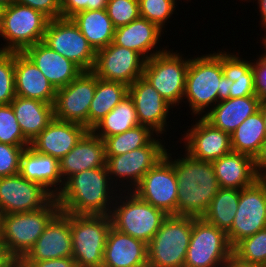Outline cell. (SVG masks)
<instances>
[{
    "label": "cell",
    "instance_id": "1",
    "mask_svg": "<svg viewBox=\"0 0 266 267\" xmlns=\"http://www.w3.org/2000/svg\"><path fill=\"white\" fill-rule=\"evenodd\" d=\"M216 51L190 57L182 102L192 118L204 117L218 102L230 98L234 81L223 74L222 48Z\"/></svg>",
    "mask_w": 266,
    "mask_h": 267
},
{
    "label": "cell",
    "instance_id": "2",
    "mask_svg": "<svg viewBox=\"0 0 266 267\" xmlns=\"http://www.w3.org/2000/svg\"><path fill=\"white\" fill-rule=\"evenodd\" d=\"M118 193L105 166L71 176L56 199L64 213L110 216Z\"/></svg>",
    "mask_w": 266,
    "mask_h": 267
},
{
    "label": "cell",
    "instance_id": "3",
    "mask_svg": "<svg viewBox=\"0 0 266 267\" xmlns=\"http://www.w3.org/2000/svg\"><path fill=\"white\" fill-rule=\"evenodd\" d=\"M175 151L173 168L178 184L177 216L201 218L220 189L213 165L190 156L182 150V146L180 153Z\"/></svg>",
    "mask_w": 266,
    "mask_h": 267
},
{
    "label": "cell",
    "instance_id": "4",
    "mask_svg": "<svg viewBox=\"0 0 266 267\" xmlns=\"http://www.w3.org/2000/svg\"><path fill=\"white\" fill-rule=\"evenodd\" d=\"M168 215L132 191H119L112 206V226L147 245Z\"/></svg>",
    "mask_w": 266,
    "mask_h": 267
},
{
    "label": "cell",
    "instance_id": "5",
    "mask_svg": "<svg viewBox=\"0 0 266 267\" xmlns=\"http://www.w3.org/2000/svg\"><path fill=\"white\" fill-rule=\"evenodd\" d=\"M60 211L57 199L53 198L40 210L5 214L1 243L16 261H20Z\"/></svg>",
    "mask_w": 266,
    "mask_h": 267
},
{
    "label": "cell",
    "instance_id": "6",
    "mask_svg": "<svg viewBox=\"0 0 266 267\" xmlns=\"http://www.w3.org/2000/svg\"><path fill=\"white\" fill-rule=\"evenodd\" d=\"M192 216L168 215L147 245V267H184Z\"/></svg>",
    "mask_w": 266,
    "mask_h": 267
},
{
    "label": "cell",
    "instance_id": "7",
    "mask_svg": "<svg viewBox=\"0 0 266 267\" xmlns=\"http://www.w3.org/2000/svg\"><path fill=\"white\" fill-rule=\"evenodd\" d=\"M167 49L146 60L143 77L173 108L181 109L185 92L186 75L191 55ZM185 56V57H183ZM189 57V58H188ZM179 106V108H178Z\"/></svg>",
    "mask_w": 266,
    "mask_h": 267
},
{
    "label": "cell",
    "instance_id": "8",
    "mask_svg": "<svg viewBox=\"0 0 266 267\" xmlns=\"http://www.w3.org/2000/svg\"><path fill=\"white\" fill-rule=\"evenodd\" d=\"M50 19L41 12L22 4L4 8L0 25V51L23 52L43 40ZM5 44V45H4Z\"/></svg>",
    "mask_w": 266,
    "mask_h": 267
},
{
    "label": "cell",
    "instance_id": "9",
    "mask_svg": "<svg viewBox=\"0 0 266 267\" xmlns=\"http://www.w3.org/2000/svg\"><path fill=\"white\" fill-rule=\"evenodd\" d=\"M110 216L70 214L72 257L78 267H102Z\"/></svg>",
    "mask_w": 266,
    "mask_h": 267
},
{
    "label": "cell",
    "instance_id": "10",
    "mask_svg": "<svg viewBox=\"0 0 266 267\" xmlns=\"http://www.w3.org/2000/svg\"><path fill=\"white\" fill-rule=\"evenodd\" d=\"M167 145L168 141L157 135L144 147L117 156H106V167L113 185L119 191H132L146 172L164 157Z\"/></svg>",
    "mask_w": 266,
    "mask_h": 267
},
{
    "label": "cell",
    "instance_id": "11",
    "mask_svg": "<svg viewBox=\"0 0 266 267\" xmlns=\"http://www.w3.org/2000/svg\"><path fill=\"white\" fill-rule=\"evenodd\" d=\"M171 145L169 143L164 157L146 172L132 192L167 215L177 216L178 184L171 152L177 144Z\"/></svg>",
    "mask_w": 266,
    "mask_h": 267
},
{
    "label": "cell",
    "instance_id": "12",
    "mask_svg": "<svg viewBox=\"0 0 266 267\" xmlns=\"http://www.w3.org/2000/svg\"><path fill=\"white\" fill-rule=\"evenodd\" d=\"M232 257L226 232L193 217L192 233L184 267H224Z\"/></svg>",
    "mask_w": 266,
    "mask_h": 267
},
{
    "label": "cell",
    "instance_id": "13",
    "mask_svg": "<svg viewBox=\"0 0 266 267\" xmlns=\"http://www.w3.org/2000/svg\"><path fill=\"white\" fill-rule=\"evenodd\" d=\"M42 42L73 61L83 71H92L96 51L71 18L50 20Z\"/></svg>",
    "mask_w": 266,
    "mask_h": 267
},
{
    "label": "cell",
    "instance_id": "14",
    "mask_svg": "<svg viewBox=\"0 0 266 267\" xmlns=\"http://www.w3.org/2000/svg\"><path fill=\"white\" fill-rule=\"evenodd\" d=\"M97 80L92 71H83L68 85L57 89L53 104L54 117L83 125L89 130V109Z\"/></svg>",
    "mask_w": 266,
    "mask_h": 267
},
{
    "label": "cell",
    "instance_id": "15",
    "mask_svg": "<svg viewBox=\"0 0 266 267\" xmlns=\"http://www.w3.org/2000/svg\"><path fill=\"white\" fill-rule=\"evenodd\" d=\"M266 228V182L258 179L239 190V203L231 228L226 232L233 248L239 241Z\"/></svg>",
    "mask_w": 266,
    "mask_h": 267
},
{
    "label": "cell",
    "instance_id": "16",
    "mask_svg": "<svg viewBox=\"0 0 266 267\" xmlns=\"http://www.w3.org/2000/svg\"><path fill=\"white\" fill-rule=\"evenodd\" d=\"M191 123V126L187 125V130L182 132L184 134L176 138L180 139V142H175L179 146L183 141L182 149L190 156L212 162L232 152L229 133L213 127L203 117H194Z\"/></svg>",
    "mask_w": 266,
    "mask_h": 267
},
{
    "label": "cell",
    "instance_id": "17",
    "mask_svg": "<svg viewBox=\"0 0 266 267\" xmlns=\"http://www.w3.org/2000/svg\"><path fill=\"white\" fill-rule=\"evenodd\" d=\"M128 95L134 103L139 125L150 127L167 140V131L174 129L169 128L172 124L169 122H172L170 114H173V107L143 76L129 86Z\"/></svg>",
    "mask_w": 266,
    "mask_h": 267
},
{
    "label": "cell",
    "instance_id": "18",
    "mask_svg": "<svg viewBox=\"0 0 266 267\" xmlns=\"http://www.w3.org/2000/svg\"><path fill=\"white\" fill-rule=\"evenodd\" d=\"M145 62L138 52L111 43L96 52L92 72L103 80L130 86L143 76Z\"/></svg>",
    "mask_w": 266,
    "mask_h": 267
},
{
    "label": "cell",
    "instance_id": "19",
    "mask_svg": "<svg viewBox=\"0 0 266 267\" xmlns=\"http://www.w3.org/2000/svg\"><path fill=\"white\" fill-rule=\"evenodd\" d=\"M54 197L40 184L19 173L0 177V206L5 214L40 210Z\"/></svg>",
    "mask_w": 266,
    "mask_h": 267
},
{
    "label": "cell",
    "instance_id": "20",
    "mask_svg": "<svg viewBox=\"0 0 266 267\" xmlns=\"http://www.w3.org/2000/svg\"><path fill=\"white\" fill-rule=\"evenodd\" d=\"M72 254L70 214L60 211L20 261L66 258Z\"/></svg>",
    "mask_w": 266,
    "mask_h": 267
},
{
    "label": "cell",
    "instance_id": "21",
    "mask_svg": "<svg viewBox=\"0 0 266 267\" xmlns=\"http://www.w3.org/2000/svg\"><path fill=\"white\" fill-rule=\"evenodd\" d=\"M164 32L155 23L139 17L127 25L115 28L112 43L134 50L147 60L168 49V45H159L163 42L162 37L170 35Z\"/></svg>",
    "mask_w": 266,
    "mask_h": 267
},
{
    "label": "cell",
    "instance_id": "22",
    "mask_svg": "<svg viewBox=\"0 0 266 267\" xmlns=\"http://www.w3.org/2000/svg\"><path fill=\"white\" fill-rule=\"evenodd\" d=\"M88 131L83 125L54 117L30 146L38 153L61 160Z\"/></svg>",
    "mask_w": 266,
    "mask_h": 267
},
{
    "label": "cell",
    "instance_id": "23",
    "mask_svg": "<svg viewBox=\"0 0 266 267\" xmlns=\"http://www.w3.org/2000/svg\"><path fill=\"white\" fill-rule=\"evenodd\" d=\"M23 53L56 90L65 87L83 72L73 61L55 52L42 41L26 48Z\"/></svg>",
    "mask_w": 266,
    "mask_h": 267
},
{
    "label": "cell",
    "instance_id": "24",
    "mask_svg": "<svg viewBox=\"0 0 266 267\" xmlns=\"http://www.w3.org/2000/svg\"><path fill=\"white\" fill-rule=\"evenodd\" d=\"M106 160L103 139L89 130L74 148L59 160L61 179L65 183L71 176L79 172L105 167Z\"/></svg>",
    "mask_w": 266,
    "mask_h": 267
},
{
    "label": "cell",
    "instance_id": "25",
    "mask_svg": "<svg viewBox=\"0 0 266 267\" xmlns=\"http://www.w3.org/2000/svg\"><path fill=\"white\" fill-rule=\"evenodd\" d=\"M19 174L27 180L40 184L54 198L64 187L59 160L38 153L31 146L26 147L21 154Z\"/></svg>",
    "mask_w": 266,
    "mask_h": 267
},
{
    "label": "cell",
    "instance_id": "26",
    "mask_svg": "<svg viewBox=\"0 0 266 267\" xmlns=\"http://www.w3.org/2000/svg\"><path fill=\"white\" fill-rule=\"evenodd\" d=\"M147 257L146 243L111 226L102 267H147Z\"/></svg>",
    "mask_w": 266,
    "mask_h": 267
},
{
    "label": "cell",
    "instance_id": "27",
    "mask_svg": "<svg viewBox=\"0 0 266 267\" xmlns=\"http://www.w3.org/2000/svg\"><path fill=\"white\" fill-rule=\"evenodd\" d=\"M16 96L54 104L56 89L23 52H15Z\"/></svg>",
    "mask_w": 266,
    "mask_h": 267
},
{
    "label": "cell",
    "instance_id": "28",
    "mask_svg": "<svg viewBox=\"0 0 266 267\" xmlns=\"http://www.w3.org/2000/svg\"><path fill=\"white\" fill-rule=\"evenodd\" d=\"M211 163L220 188L241 190L259 179L254 167V158L249 155L232 151Z\"/></svg>",
    "mask_w": 266,
    "mask_h": 267
},
{
    "label": "cell",
    "instance_id": "29",
    "mask_svg": "<svg viewBox=\"0 0 266 267\" xmlns=\"http://www.w3.org/2000/svg\"><path fill=\"white\" fill-rule=\"evenodd\" d=\"M258 96L229 98L218 102L203 118L213 127L230 135L249 116L259 110Z\"/></svg>",
    "mask_w": 266,
    "mask_h": 267
},
{
    "label": "cell",
    "instance_id": "30",
    "mask_svg": "<svg viewBox=\"0 0 266 267\" xmlns=\"http://www.w3.org/2000/svg\"><path fill=\"white\" fill-rule=\"evenodd\" d=\"M24 137L32 143L54 118L53 104L15 96L10 103Z\"/></svg>",
    "mask_w": 266,
    "mask_h": 267
},
{
    "label": "cell",
    "instance_id": "31",
    "mask_svg": "<svg viewBox=\"0 0 266 267\" xmlns=\"http://www.w3.org/2000/svg\"><path fill=\"white\" fill-rule=\"evenodd\" d=\"M226 50H224V49ZM230 52H229V51ZM222 47V69L224 76L234 81L230 87V98L245 96H257L255 93V78L253 71V59L242 58L239 51Z\"/></svg>",
    "mask_w": 266,
    "mask_h": 267
},
{
    "label": "cell",
    "instance_id": "32",
    "mask_svg": "<svg viewBox=\"0 0 266 267\" xmlns=\"http://www.w3.org/2000/svg\"><path fill=\"white\" fill-rule=\"evenodd\" d=\"M71 19L96 52L113 42L115 27L106 9L84 10Z\"/></svg>",
    "mask_w": 266,
    "mask_h": 267
},
{
    "label": "cell",
    "instance_id": "33",
    "mask_svg": "<svg viewBox=\"0 0 266 267\" xmlns=\"http://www.w3.org/2000/svg\"><path fill=\"white\" fill-rule=\"evenodd\" d=\"M128 90L129 86L122 82L98 78L89 109V130L128 96Z\"/></svg>",
    "mask_w": 266,
    "mask_h": 267
},
{
    "label": "cell",
    "instance_id": "34",
    "mask_svg": "<svg viewBox=\"0 0 266 267\" xmlns=\"http://www.w3.org/2000/svg\"><path fill=\"white\" fill-rule=\"evenodd\" d=\"M230 137L233 152L255 158L266 139V129L260 109L243 121Z\"/></svg>",
    "mask_w": 266,
    "mask_h": 267
},
{
    "label": "cell",
    "instance_id": "35",
    "mask_svg": "<svg viewBox=\"0 0 266 267\" xmlns=\"http://www.w3.org/2000/svg\"><path fill=\"white\" fill-rule=\"evenodd\" d=\"M139 125L136 109L130 96L123 99L91 131L101 139L121 134Z\"/></svg>",
    "mask_w": 266,
    "mask_h": 267
},
{
    "label": "cell",
    "instance_id": "36",
    "mask_svg": "<svg viewBox=\"0 0 266 267\" xmlns=\"http://www.w3.org/2000/svg\"><path fill=\"white\" fill-rule=\"evenodd\" d=\"M238 203V189L220 188L202 218L211 225L227 232L233 224Z\"/></svg>",
    "mask_w": 266,
    "mask_h": 267
},
{
    "label": "cell",
    "instance_id": "37",
    "mask_svg": "<svg viewBox=\"0 0 266 267\" xmlns=\"http://www.w3.org/2000/svg\"><path fill=\"white\" fill-rule=\"evenodd\" d=\"M158 134L150 127L138 125L121 134L106 137V156H117L148 145Z\"/></svg>",
    "mask_w": 266,
    "mask_h": 267
},
{
    "label": "cell",
    "instance_id": "38",
    "mask_svg": "<svg viewBox=\"0 0 266 267\" xmlns=\"http://www.w3.org/2000/svg\"><path fill=\"white\" fill-rule=\"evenodd\" d=\"M232 256L245 264L266 267V228L239 241L232 248Z\"/></svg>",
    "mask_w": 266,
    "mask_h": 267
},
{
    "label": "cell",
    "instance_id": "39",
    "mask_svg": "<svg viewBox=\"0 0 266 267\" xmlns=\"http://www.w3.org/2000/svg\"><path fill=\"white\" fill-rule=\"evenodd\" d=\"M140 17L158 25L167 33L165 29L174 14L178 15L179 7L172 0H138ZM176 12V13H175ZM172 17V18H171ZM170 21V22H169Z\"/></svg>",
    "mask_w": 266,
    "mask_h": 267
},
{
    "label": "cell",
    "instance_id": "40",
    "mask_svg": "<svg viewBox=\"0 0 266 267\" xmlns=\"http://www.w3.org/2000/svg\"><path fill=\"white\" fill-rule=\"evenodd\" d=\"M0 143L15 146H30L24 137L11 104L0 105Z\"/></svg>",
    "mask_w": 266,
    "mask_h": 267
},
{
    "label": "cell",
    "instance_id": "41",
    "mask_svg": "<svg viewBox=\"0 0 266 267\" xmlns=\"http://www.w3.org/2000/svg\"><path fill=\"white\" fill-rule=\"evenodd\" d=\"M15 52L0 51V105L10 104L15 96Z\"/></svg>",
    "mask_w": 266,
    "mask_h": 267
},
{
    "label": "cell",
    "instance_id": "42",
    "mask_svg": "<svg viewBox=\"0 0 266 267\" xmlns=\"http://www.w3.org/2000/svg\"><path fill=\"white\" fill-rule=\"evenodd\" d=\"M106 11L115 28L140 17L138 0H108Z\"/></svg>",
    "mask_w": 266,
    "mask_h": 267
},
{
    "label": "cell",
    "instance_id": "43",
    "mask_svg": "<svg viewBox=\"0 0 266 267\" xmlns=\"http://www.w3.org/2000/svg\"><path fill=\"white\" fill-rule=\"evenodd\" d=\"M28 146L0 143V177L16 175L20 171V157Z\"/></svg>",
    "mask_w": 266,
    "mask_h": 267
},
{
    "label": "cell",
    "instance_id": "44",
    "mask_svg": "<svg viewBox=\"0 0 266 267\" xmlns=\"http://www.w3.org/2000/svg\"><path fill=\"white\" fill-rule=\"evenodd\" d=\"M261 54H256L253 59V71L255 78V93L262 100L266 99V50L262 48Z\"/></svg>",
    "mask_w": 266,
    "mask_h": 267
},
{
    "label": "cell",
    "instance_id": "45",
    "mask_svg": "<svg viewBox=\"0 0 266 267\" xmlns=\"http://www.w3.org/2000/svg\"><path fill=\"white\" fill-rule=\"evenodd\" d=\"M14 2L35 9L50 20L61 17V0H14Z\"/></svg>",
    "mask_w": 266,
    "mask_h": 267
},
{
    "label": "cell",
    "instance_id": "46",
    "mask_svg": "<svg viewBox=\"0 0 266 267\" xmlns=\"http://www.w3.org/2000/svg\"><path fill=\"white\" fill-rule=\"evenodd\" d=\"M26 267H78L72 256L42 261H20Z\"/></svg>",
    "mask_w": 266,
    "mask_h": 267
},
{
    "label": "cell",
    "instance_id": "47",
    "mask_svg": "<svg viewBox=\"0 0 266 267\" xmlns=\"http://www.w3.org/2000/svg\"><path fill=\"white\" fill-rule=\"evenodd\" d=\"M88 0H61V17L71 18L78 12L87 10Z\"/></svg>",
    "mask_w": 266,
    "mask_h": 267
},
{
    "label": "cell",
    "instance_id": "48",
    "mask_svg": "<svg viewBox=\"0 0 266 267\" xmlns=\"http://www.w3.org/2000/svg\"><path fill=\"white\" fill-rule=\"evenodd\" d=\"M254 167L259 179L266 177V139L263 141L259 153L254 158Z\"/></svg>",
    "mask_w": 266,
    "mask_h": 267
},
{
    "label": "cell",
    "instance_id": "49",
    "mask_svg": "<svg viewBox=\"0 0 266 267\" xmlns=\"http://www.w3.org/2000/svg\"><path fill=\"white\" fill-rule=\"evenodd\" d=\"M254 1L255 3L257 4V9L258 11L256 13H258L257 15H259L260 17V21H259V25L262 27V29H260V32L263 30L264 31V34L262 35H259V36H262L259 37L260 40L258 39V41H261L260 43L264 42L266 40V0H249L248 3L252 2L254 4ZM264 36V37H263ZM262 39V40H261Z\"/></svg>",
    "mask_w": 266,
    "mask_h": 267
},
{
    "label": "cell",
    "instance_id": "50",
    "mask_svg": "<svg viewBox=\"0 0 266 267\" xmlns=\"http://www.w3.org/2000/svg\"><path fill=\"white\" fill-rule=\"evenodd\" d=\"M16 260L9 254L5 246L0 242V267H11Z\"/></svg>",
    "mask_w": 266,
    "mask_h": 267
},
{
    "label": "cell",
    "instance_id": "51",
    "mask_svg": "<svg viewBox=\"0 0 266 267\" xmlns=\"http://www.w3.org/2000/svg\"><path fill=\"white\" fill-rule=\"evenodd\" d=\"M108 0H88L87 10L106 9Z\"/></svg>",
    "mask_w": 266,
    "mask_h": 267
},
{
    "label": "cell",
    "instance_id": "52",
    "mask_svg": "<svg viewBox=\"0 0 266 267\" xmlns=\"http://www.w3.org/2000/svg\"><path fill=\"white\" fill-rule=\"evenodd\" d=\"M224 267H264L260 265H253V264H245L240 261H238L233 256L228 260V262L225 264Z\"/></svg>",
    "mask_w": 266,
    "mask_h": 267
},
{
    "label": "cell",
    "instance_id": "53",
    "mask_svg": "<svg viewBox=\"0 0 266 267\" xmlns=\"http://www.w3.org/2000/svg\"><path fill=\"white\" fill-rule=\"evenodd\" d=\"M261 114L263 116V121L266 129V99H262L260 101V107H259Z\"/></svg>",
    "mask_w": 266,
    "mask_h": 267
},
{
    "label": "cell",
    "instance_id": "54",
    "mask_svg": "<svg viewBox=\"0 0 266 267\" xmlns=\"http://www.w3.org/2000/svg\"><path fill=\"white\" fill-rule=\"evenodd\" d=\"M4 217H5V212L2 209V207L0 206V232H1L2 228H3Z\"/></svg>",
    "mask_w": 266,
    "mask_h": 267
},
{
    "label": "cell",
    "instance_id": "55",
    "mask_svg": "<svg viewBox=\"0 0 266 267\" xmlns=\"http://www.w3.org/2000/svg\"><path fill=\"white\" fill-rule=\"evenodd\" d=\"M0 3L6 7V6L14 3V0H0Z\"/></svg>",
    "mask_w": 266,
    "mask_h": 267
},
{
    "label": "cell",
    "instance_id": "56",
    "mask_svg": "<svg viewBox=\"0 0 266 267\" xmlns=\"http://www.w3.org/2000/svg\"><path fill=\"white\" fill-rule=\"evenodd\" d=\"M4 8H5V6L0 3V25H1V22H2Z\"/></svg>",
    "mask_w": 266,
    "mask_h": 267
},
{
    "label": "cell",
    "instance_id": "57",
    "mask_svg": "<svg viewBox=\"0 0 266 267\" xmlns=\"http://www.w3.org/2000/svg\"><path fill=\"white\" fill-rule=\"evenodd\" d=\"M11 267H26L20 261H16Z\"/></svg>",
    "mask_w": 266,
    "mask_h": 267
},
{
    "label": "cell",
    "instance_id": "58",
    "mask_svg": "<svg viewBox=\"0 0 266 267\" xmlns=\"http://www.w3.org/2000/svg\"><path fill=\"white\" fill-rule=\"evenodd\" d=\"M174 3H176L177 5H179L181 2H182V0H172ZM178 1V2H177ZM181 1V2H180ZM183 2H190L191 3V0H184ZM179 3V4H178Z\"/></svg>",
    "mask_w": 266,
    "mask_h": 267
},
{
    "label": "cell",
    "instance_id": "59",
    "mask_svg": "<svg viewBox=\"0 0 266 267\" xmlns=\"http://www.w3.org/2000/svg\"><path fill=\"white\" fill-rule=\"evenodd\" d=\"M260 44L263 46L262 48H264L266 50V40Z\"/></svg>",
    "mask_w": 266,
    "mask_h": 267
},
{
    "label": "cell",
    "instance_id": "60",
    "mask_svg": "<svg viewBox=\"0 0 266 267\" xmlns=\"http://www.w3.org/2000/svg\"><path fill=\"white\" fill-rule=\"evenodd\" d=\"M239 1H243V0H239ZM248 1H249V0H244V1H243V3H244V2H246V3H247Z\"/></svg>",
    "mask_w": 266,
    "mask_h": 267
}]
</instances>
